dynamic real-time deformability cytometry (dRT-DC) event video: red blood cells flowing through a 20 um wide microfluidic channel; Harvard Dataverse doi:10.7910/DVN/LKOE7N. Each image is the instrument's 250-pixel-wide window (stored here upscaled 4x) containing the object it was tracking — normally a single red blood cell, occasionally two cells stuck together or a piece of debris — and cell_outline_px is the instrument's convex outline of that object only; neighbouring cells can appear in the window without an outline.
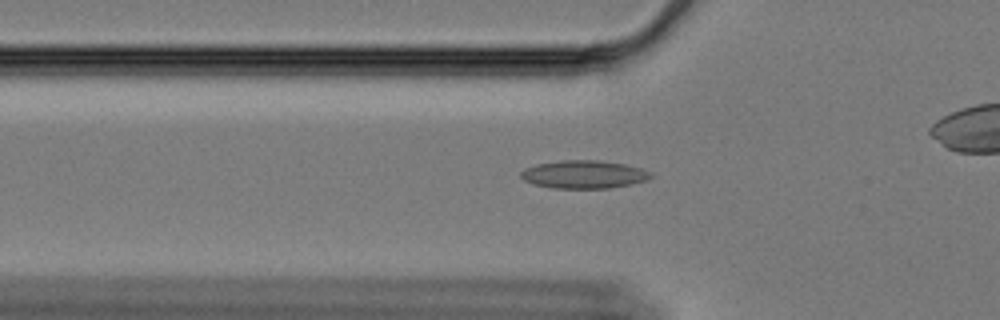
{"species": "Egyptian fruit bat (a non-hibernating species)", "species_latin": "Rousettus aegyptiacus", "temperature_condition": "cold", "stored_images_in_passage": 44, "camera_frame_rate_fps": 3000, "um_per_image_px": 0.085, "animal": {"sex": "female"}, "frame": {"image": 1, "passage_image": 4, "time_ms": 1.0, "image_size_px": [1000, 320], "cell_outline_px": [[652, 176], [644, 180], [628, 184], [608, 188], [552, 188], [532, 184], [524, 180], [520, 176], [520, 172], [524, 168], [536, 164], [560, 160], [596, 160], [624, 164], [640, 168], [652, 172]], "centroid_in_image_um": [49.56, 14.82], "position_along_channel_um": 76.2, "area_um2": 21.1}}
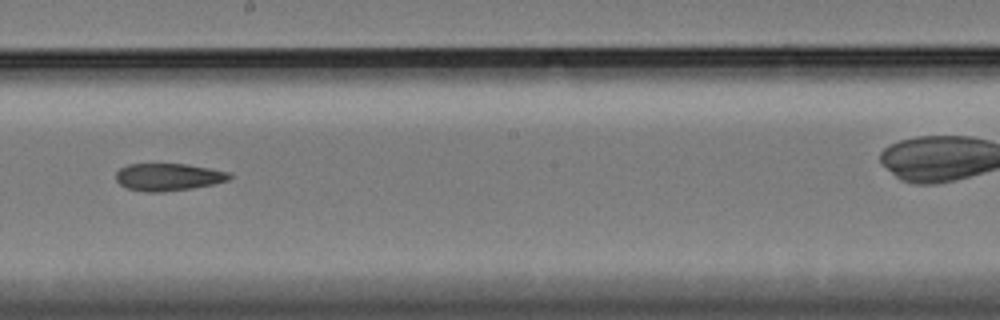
{"frame": {"image": 2, "passage_image": 18, "time_ms": 5.667, "image_size_px": [1000, 320], "cell_outline_px": [[232, 176], [228, 180], [212, 184], [192, 188], [160, 192], [148, 192], [128, 188], [120, 184], [116, 180], [116, 172], [120, 168], [128, 164], [188, 164], [228, 172]], "centroid_in_image_um": [14.28, 15.04], "position_along_channel_um": 233.9, "area_um2": 17.92}}
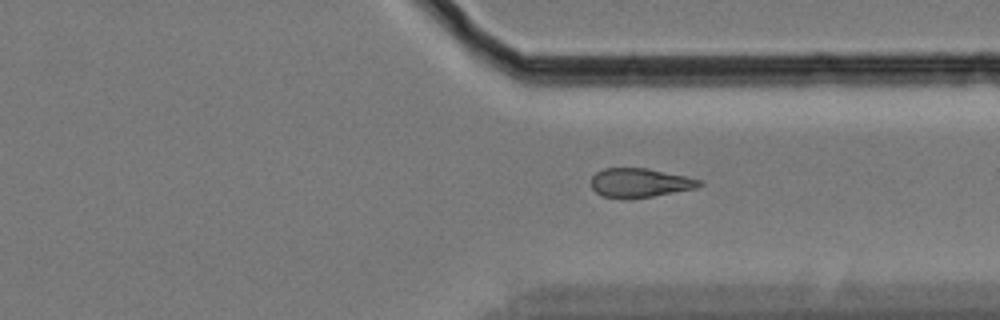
{"frame": {"image": 3, "passage_image": 29, "time_ms": 9.333, "image_size_px": [1000, 320], "cell_outline_px": [[704, 184], [696, 188], [652, 196], [604, 196], [596, 192], [592, 188], [592, 176], [596, 172], [604, 168], [644, 168], [684, 176], [700, 180]], "centroid_in_image_um": [54.39, 15.5], "position_along_channel_um": 357.0, "area_um2": 17.51}}